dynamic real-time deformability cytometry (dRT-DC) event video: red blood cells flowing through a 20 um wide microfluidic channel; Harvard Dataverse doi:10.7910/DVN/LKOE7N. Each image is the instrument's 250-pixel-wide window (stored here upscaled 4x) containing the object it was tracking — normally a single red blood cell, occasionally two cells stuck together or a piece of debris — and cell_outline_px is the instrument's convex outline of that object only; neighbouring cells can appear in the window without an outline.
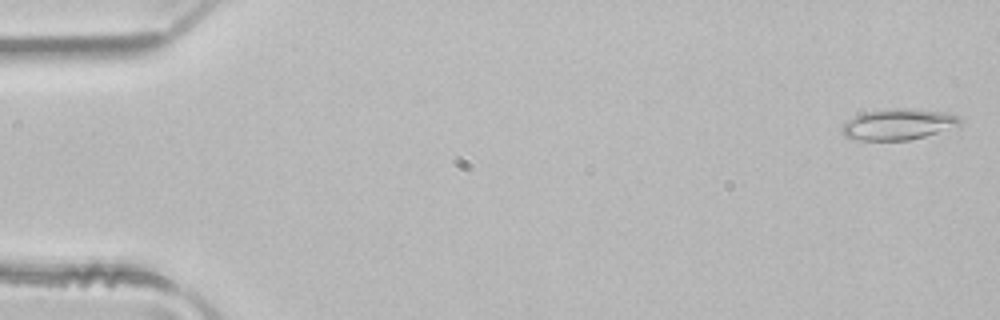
{"species": "common noctule bat (a hibernating species)", "species_latin": "Nyctalus noctula", "temperature_condition": "room temperature", "stored_images_in_passage": 5, "camera_frame_rate_fps": 3000, "um_per_image_px": 0.085, "animal": {"sex": "male", "body_mass_g": 21.5, "forearm_length_mm": 52.0}, "frame": {"image": 1, "passage_image": 1, "time_ms": 0.0, "image_size_px": [1000, 320], "cell_outline_px": [[964, 124], [924, 136], [908, 140], [860, 140], [844, 136], [840, 132], [840, 128], [848, 120], [864, 112], [888, 108], [912, 108], [944, 112], [960, 116], [964, 120]], "centroid_in_image_um": [76.38, 10.55], "position_along_channel_um": 8.6, "area_um2": 21.5}}